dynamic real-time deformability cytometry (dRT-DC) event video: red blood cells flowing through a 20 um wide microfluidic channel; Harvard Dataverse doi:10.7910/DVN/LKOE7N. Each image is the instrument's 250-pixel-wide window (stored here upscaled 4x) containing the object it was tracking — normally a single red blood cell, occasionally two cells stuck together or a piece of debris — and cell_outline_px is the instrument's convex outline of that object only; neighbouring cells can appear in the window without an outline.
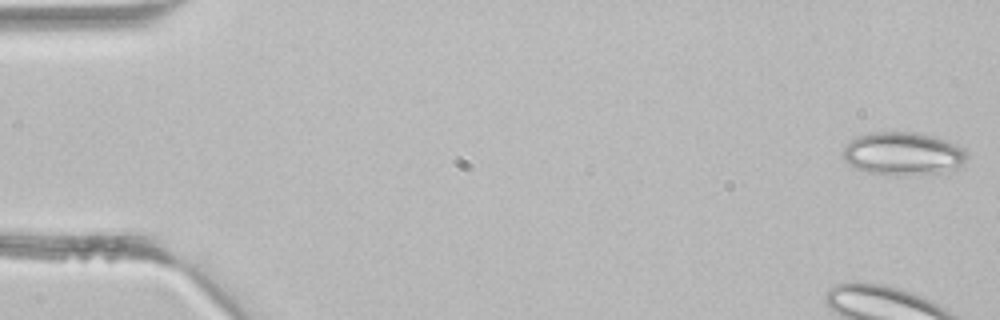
{"species": "common noctule bat (a hibernating species)", "species_latin": "Nyctalus noctula", "temperature_condition": "room temperature", "stored_images_in_passage": 42, "camera_frame_rate_fps": 3000, "um_per_image_px": 0.085, "animal": {"sex": "male", "body_mass_g": 21.5, "forearm_length_mm": 52.0}, "frame": {"image": 1, "passage_image": 1, "time_ms": 0.0, "image_size_px": [1000, 320], "cell_outline_px": [[968, 156], [964, 168], [940, 172], [904, 176], [868, 172], [856, 168], [848, 164], [844, 160], [844, 148], [856, 136], [868, 132], [916, 132], [936, 136], [948, 140], [964, 148], [968, 152]], "centroid_in_image_um": [76.84, 13.06], "position_along_channel_um": 8.2, "area_um2": 31.67}}
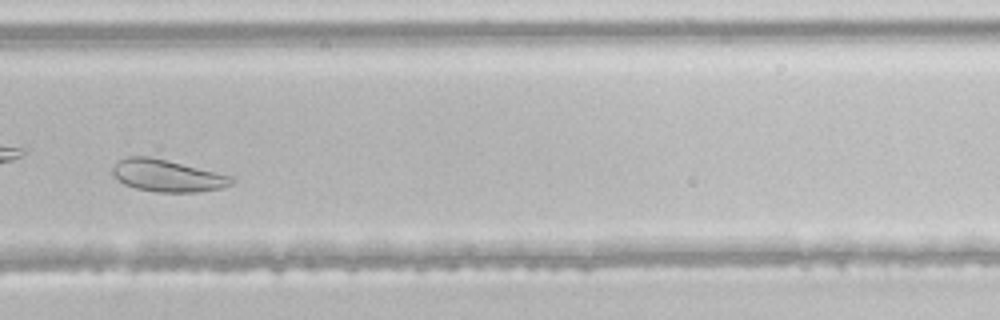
{"frame": {"image": 2, "passage_image": 30, "time_ms": 9.667, "image_size_px": [1000, 320], "cell_outline_px": [[236, 180], [232, 184], [220, 188], [196, 192], [156, 192], [136, 188], [124, 184], [112, 176], [112, 168], [120, 160], [128, 156], [148, 156], [232, 176]], "centroid_in_image_um": [14.19, 14.94], "position_along_channel_um": 315.6, "area_um2": 21.96}}